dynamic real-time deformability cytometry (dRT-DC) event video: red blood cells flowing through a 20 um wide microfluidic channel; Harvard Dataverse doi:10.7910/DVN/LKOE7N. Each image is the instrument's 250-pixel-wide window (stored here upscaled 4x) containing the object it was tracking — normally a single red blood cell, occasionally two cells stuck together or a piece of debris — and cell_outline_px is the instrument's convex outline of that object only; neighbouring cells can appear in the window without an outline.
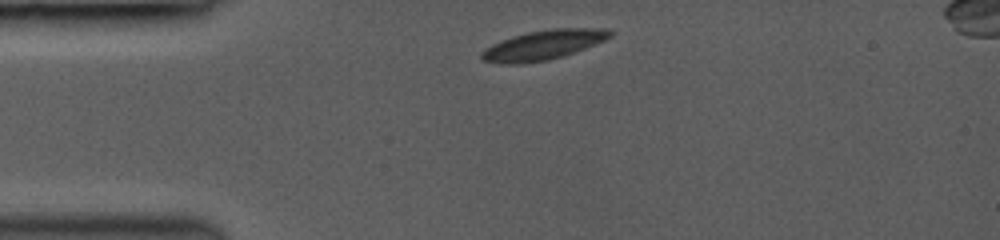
{"species": "common noctule bat (a hibernating species)", "species_latin": "Nyctalus noctula", "temperature_condition": "room temperature", "stored_images_in_passage": 4, "camera_frame_rate_fps": 3000, "um_per_image_px": 0.085, "animal": {"sex": "female", "body_mass_g": 19.0, "forearm_length_mm": 53.3}, "frame": {"image": 1, "passage_image": 1, "time_ms": 0.0, "image_size_px": [1000, 240], "cell_outline_px": [[612, 36], [604, 40], [584, 48], [548, 60], [520, 64], [496, 64], [480, 60], [480, 52], [492, 44], [500, 40], [512, 36], [528, 32], [552, 28], [608, 28], [612, 32]], "centroid_in_image_um": [46.11, 3.82], "position_along_channel_um": 38.9, "area_um2": 22.2}}